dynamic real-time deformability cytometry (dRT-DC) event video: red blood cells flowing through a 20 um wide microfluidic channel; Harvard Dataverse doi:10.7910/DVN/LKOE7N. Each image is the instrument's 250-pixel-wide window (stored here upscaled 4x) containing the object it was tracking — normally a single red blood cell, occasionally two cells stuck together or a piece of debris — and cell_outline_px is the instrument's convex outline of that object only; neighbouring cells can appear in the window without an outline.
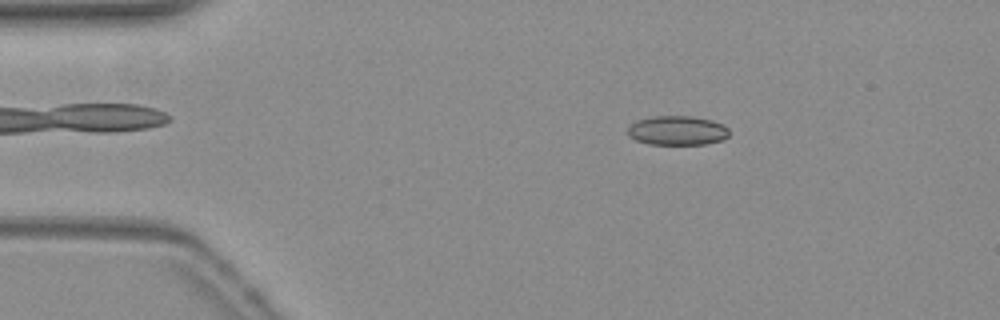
{"species": "common noctule bat (a hibernating species)", "species_latin": "Nyctalus noctula", "temperature_condition": "warm", "stored_images_in_passage": 53, "camera_frame_rate_fps": 3000, "um_per_image_px": 0.085, "animal": {"sex": "female", "body_mass_g": 19.3, "forearm_length_mm": 54.1}, "frame": {"image": 1, "passage_image": 9, "time_ms": 2.667, "image_size_px": [1000, 320], "cell_outline_px": [[728, 136], [720, 140], [704, 144], [648, 144], [636, 140], [628, 136], [628, 128], [636, 120], [652, 116], [688, 116], [712, 120], [728, 128]], "centroid_in_image_um": [57.53, 11.09], "position_along_channel_um": 27.5, "area_um2": 17.17}}
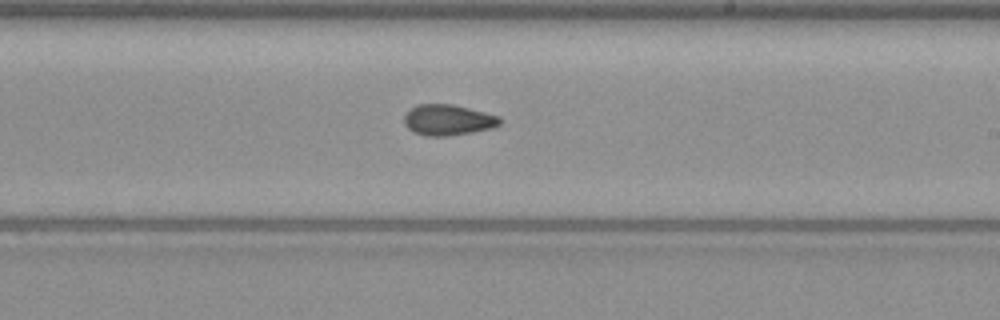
{"frame": {"image": 2, "passage_image": 31, "time_ms": 10.0, "image_size_px": [1000, 320], "cell_outline_px": [[500, 124], [488, 128], [472, 132], [448, 136], [428, 136], [412, 132], [404, 124], [404, 116], [412, 108], [420, 104], [452, 104], [500, 116]], "centroid_in_image_um": [38.05, 10.2], "position_along_channel_um": 251.0, "area_um2": 16.94}}
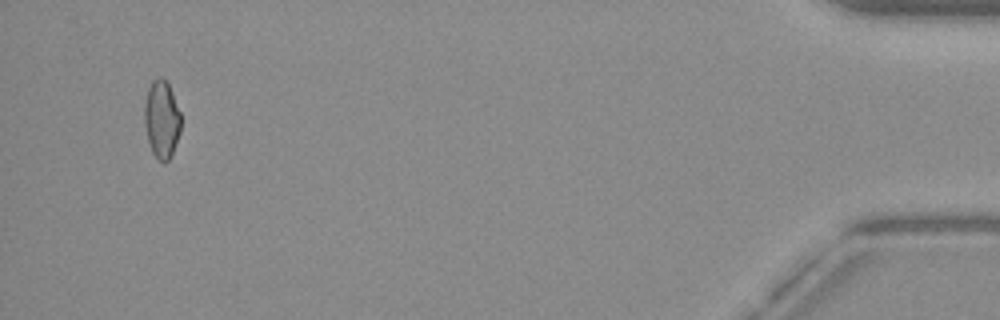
{"frame": {"image": 3, "passage_image": 51, "time_ms": 16.667, "image_size_px": [1000, 320], "cell_outline_px": [[180, 132], [172, 152], [168, 160], [164, 164], [152, 152], [148, 140], [144, 124], [144, 104], [148, 88], [152, 80], [160, 76], [168, 84], [172, 92], [180, 112]], "centroid_in_image_um": [13.72, 10.12], "position_along_channel_um": 421.5, "area_um2": 16.36}, "authors_computed_cell_mechanics": {"area_um2": 16.8198, "velocity_mm_per_s": 3.8503, "shape_relaxation_time_tau1_ms": null, "shape_relaxation_time_tau2_ms": 1.7211, "deformation_change_tau1": null, "deformation_change_tau2": 0.0618}}